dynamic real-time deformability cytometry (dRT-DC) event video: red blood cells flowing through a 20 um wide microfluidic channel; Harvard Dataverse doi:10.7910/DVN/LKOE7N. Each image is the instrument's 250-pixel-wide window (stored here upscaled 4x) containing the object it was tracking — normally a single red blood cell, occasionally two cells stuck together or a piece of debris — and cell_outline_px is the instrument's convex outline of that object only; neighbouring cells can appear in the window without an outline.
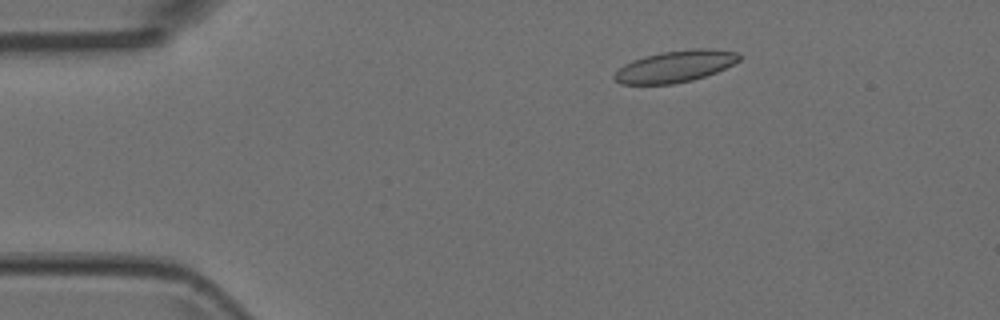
{"species": "Egyptian fruit bat (a non-hibernating species)", "species_latin": "Rousettus aegyptiacus", "temperature_condition": "room temperature", "stored_images_in_passage": 5, "camera_frame_rate_fps": 3000, "um_per_image_px": 0.085, "animal": {"sex": "female"}, "frame": {"image": 1, "passage_image": 3, "time_ms": 0.667, "image_size_px": [1000, 320], "cell_outline_px": [[744, 56], [740, 60], [716, 72], [692, 80], [672, 84], [620, 84], [612, 76], [624, 64], [632, 60], [644, 56], [664, 52], [692, 48], [712, 48], [736, 52]], "centroid_in_image_um": [57.41, 5.63], "position_along_channel_um": 27.6, "area_um2": 23.0}}
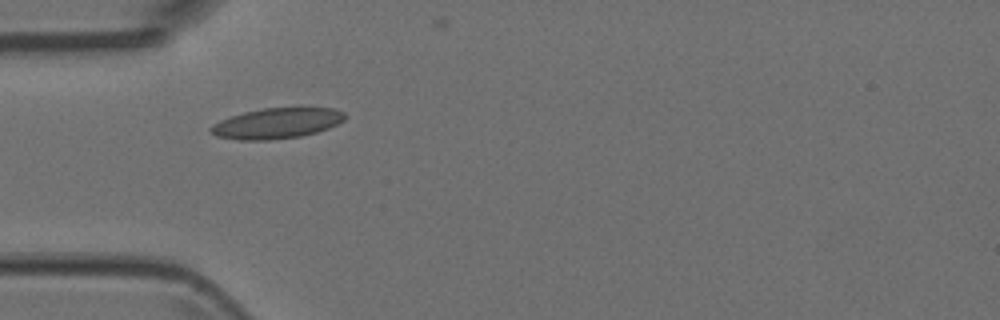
{"frame": {"image": 2, "passage_image": 5, "time_ms": 1.333, "image_size_px": [1000, 320], "cell_outline_px": [[348, 116], [344, 120], [328, 128], [316, 132], [300, 136], [268, 140], [240, 140], [216, 136], [208, 128], [212, 124], [220, 120], [244, 112], [264, 108], [300, 104], [336, 108], [344, 112]], "centroid_in_image_um": [23.62, 10.42], "position_along_channel_um": 61.4, "area_um2": 24.8}}